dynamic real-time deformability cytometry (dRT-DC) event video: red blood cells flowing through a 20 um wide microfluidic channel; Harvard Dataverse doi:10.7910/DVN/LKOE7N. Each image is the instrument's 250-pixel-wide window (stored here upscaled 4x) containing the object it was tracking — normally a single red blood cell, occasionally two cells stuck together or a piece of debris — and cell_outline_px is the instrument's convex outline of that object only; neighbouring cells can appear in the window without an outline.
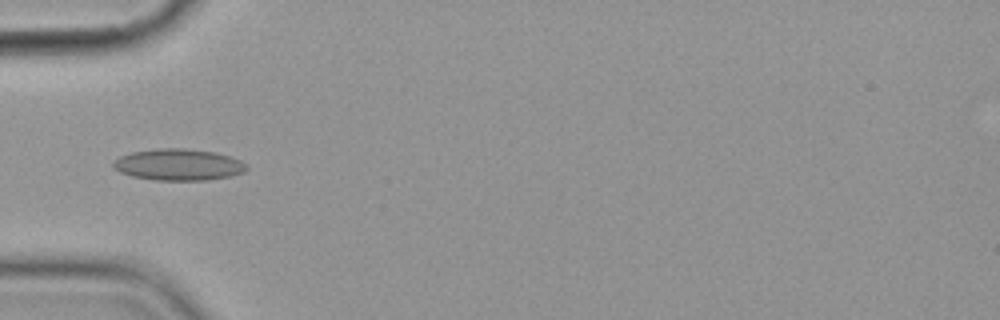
{"species": "common noctule bat (a hibernating species)", "species_latin": "Nyctalus noctula", "temperature_condition": "cold", "stored_images_in_passage": 5, "camera_frame_rate_fps": 3000, "um_per_image_px": 0.085, "animal": {"sex": "female", "body_mass_g": 19.9}, "frame": {"image": 1, "passage_image": 5, "time_ms": 4.667, "image_size_px": [1000, 320], "cell_outline_px": [[248, 168], [244, 172], [232, 176], [208, 180], [156, 180], [132, 176], [120, 172], [112, 168], [112, 164], [120, 156], [132, 152], [160, 148], [184, 148], [212, 152], [228, 156], [240, 160], [248, 164]], "centroid_in_image_um": [15.18, 14.0], "position_along_channel_um": 69.8, "area_um2": 24.45}}